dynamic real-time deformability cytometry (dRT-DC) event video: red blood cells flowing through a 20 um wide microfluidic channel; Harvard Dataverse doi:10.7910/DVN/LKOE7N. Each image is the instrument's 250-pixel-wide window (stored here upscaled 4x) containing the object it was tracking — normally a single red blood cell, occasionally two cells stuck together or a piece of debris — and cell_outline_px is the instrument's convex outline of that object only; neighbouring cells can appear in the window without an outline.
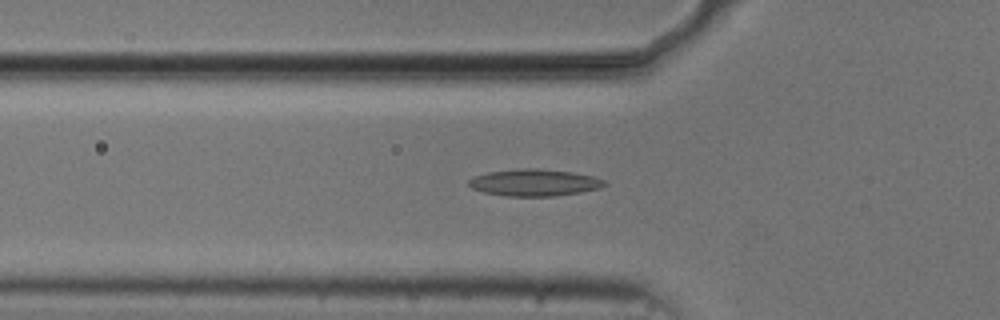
{"species": "common noctule bat (a hibernating species)", "species_latin": "Nyctalus noctula", "temperature_condition": "cold", "stored_images_in_passage": 38, "camera_frame_rate_fps": 3000, "um_per_image_px": 0.085, "animal": {"sex": "male", "body_mass_g": 20.5, "forearm_length_mm": 52.5}, "frame": {"image": 1, "passage_image": 2, "time_ms": 0.333, "image_size_px": [1000, 320], "cell_outline_px": [[608, 184], [600, 188], [580, 192], [552, 196], [504, 196], [484, 192], [472, 188], [468, 184], [468, 180], [476, 176], [488, 172], [516, 168], [536, 168], [572, 172], [596, 176], [604, 180]], "centroid_in_image_um": [45.44, 15.51], "position_along_channel_um": 80.4, "area_um2": 21.33}}
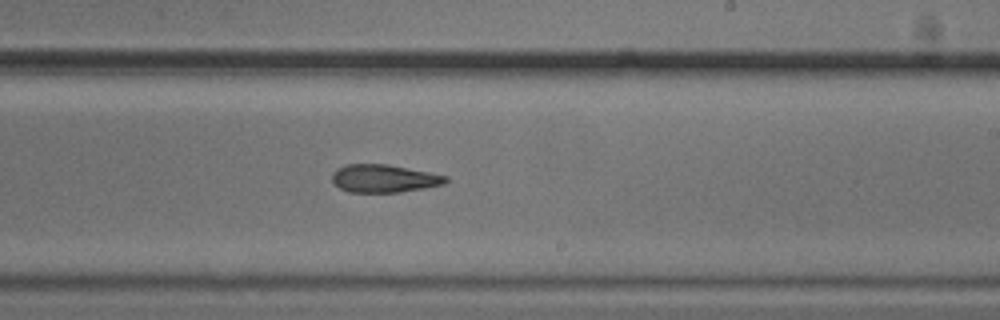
{"frame": {"image": 2, "passage_image": 16, "time_ms": 5.0, "image_size_px": [1000, 320], "cell_outline_px": [[448, 180], [444, 184], [424, 188], [400, 192], [348, 192], [340, 188], [332, 180], [332, 172], [336, 168], [348, 164], [388, 164], [448, 176]], "centroid_in_image_um": [32.62, 15.17], "position_along_channel_um": 256.4, "area_um2": 18.44}}
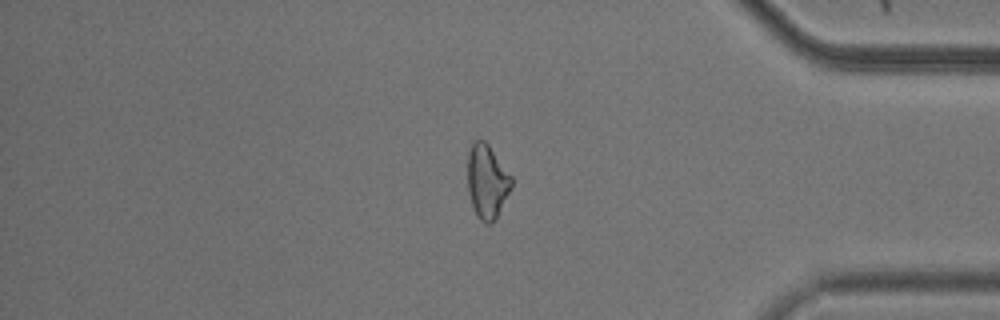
{"frame": {"image": 3, "passage_image": 29, "time_ms": 9.333, "image_size_px": [1000, 320], "cell_outline_px": [[512, 188], [496, 220], [492, 224], [484, 224], [476, 216], [468, 192], [468, 152], [472, 140], [484, 140], [488, 144], [512, 176]], "centroid_in_image_um": [41.41, 15.45], "position_along_channel_um": 393.8, "area_um2": 19.25}}